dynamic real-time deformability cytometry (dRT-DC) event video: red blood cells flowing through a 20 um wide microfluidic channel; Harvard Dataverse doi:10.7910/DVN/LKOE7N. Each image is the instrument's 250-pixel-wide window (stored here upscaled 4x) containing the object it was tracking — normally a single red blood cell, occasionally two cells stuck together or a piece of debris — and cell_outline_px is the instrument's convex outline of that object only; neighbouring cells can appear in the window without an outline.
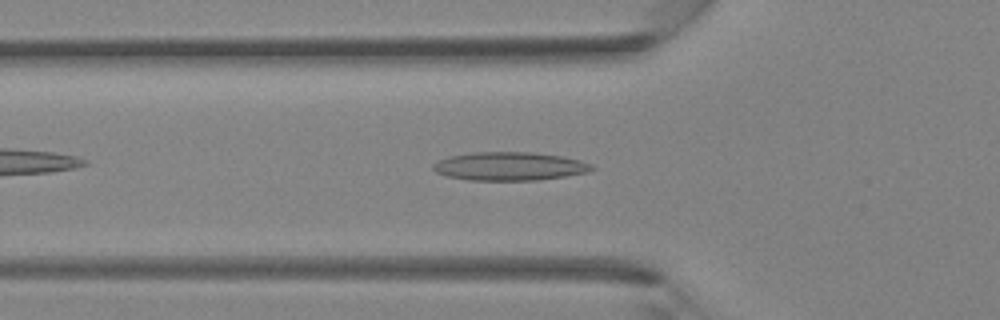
{"species": "Egyptian fruit bat (a non-hibernating species)", "species_latin": "Rousettus aegyptiacus", "temperature_condition": "room temperature", "stored_images_in_passage": 33, "camera_frame_rate_fps": 3000, "um_per_image_px": 0.085, "animal": {"sex": "female"}, "frame": {"image": 1, "passage_image": 6, "time_ms": 1.667, "image_size_px": [1000, 320], "cell_outline_px": [[596, 168], [588, 172], [564, 176], [536, 180], [468, 180], [448, 176], [436, 172], [432, 168], [432, 164], [448, 156], [472, 152], [532, 152], [560, 156], [580, 160]], "centroid_in_image_um": [43.27, 14.13], "position_along_channel_um": 82.5, "area_um2": 26.13}}
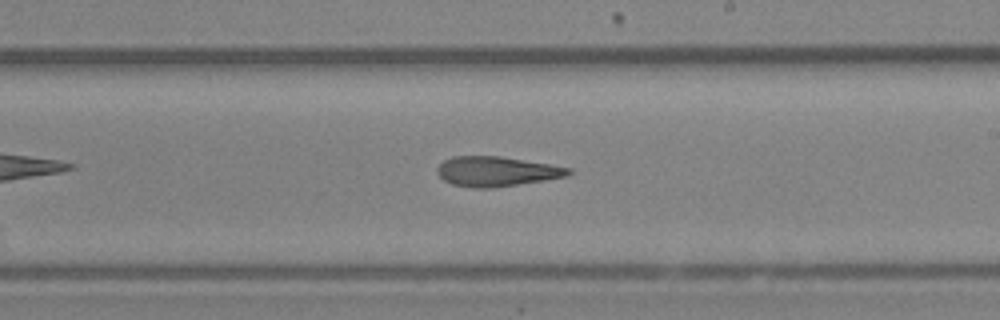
{"frame": {"image": 2, "passage_image": 16, "time_ms": 5.0, "image_size_px": [1000, 320], "cell_outline_px": [[572, 172], [568, 176], [544, 180], [492, 188], [472, 188], [452, 184], [444, 180], [436, 172], [436, 168], [444, 160], [452, 156], [500, 156], [552, 164], [572, 168]], "centroid_in_image_um": [42.21, 14.56], "position_along_channel_um": 246.8, "area_um2": 22.95}}
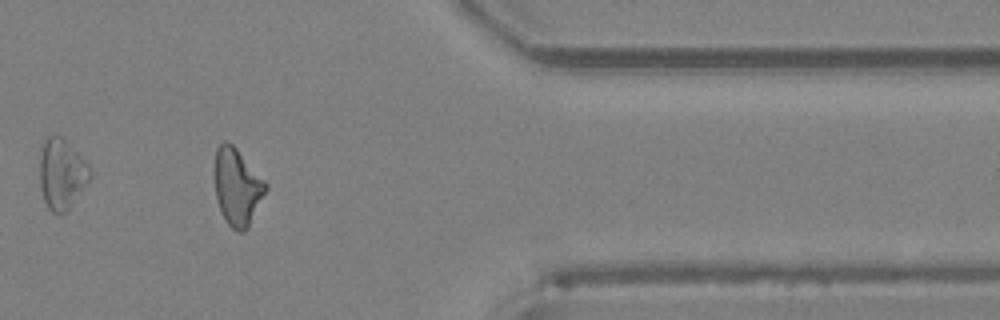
{"frame": {"image": 3, "passage_image": 26, "time_ms": 8.333, "image_size_px": [1000, 320], "cell_outline_px": [[268, 188], [248, 228], [244, 232], [240, 232], [232, 228], [224, 220], [216, 196], [216, 148], [224, 140], [228, 140], [236, 148], [268, 184]], "centroid_in_image_um": [20.19, 15.9], "position_along_channel_um": 391.2, "area_um2": 22.6}}